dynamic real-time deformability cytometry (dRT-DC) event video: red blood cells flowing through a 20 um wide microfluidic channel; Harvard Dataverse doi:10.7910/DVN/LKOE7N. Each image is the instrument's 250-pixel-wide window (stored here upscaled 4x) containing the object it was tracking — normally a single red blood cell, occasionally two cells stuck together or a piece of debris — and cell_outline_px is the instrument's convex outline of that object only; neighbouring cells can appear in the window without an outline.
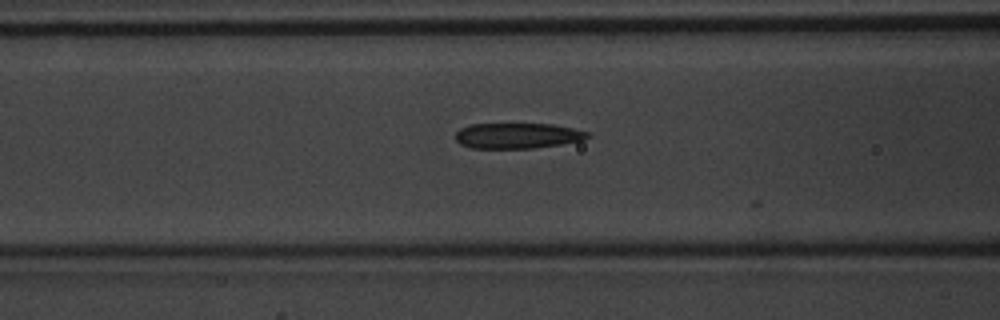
{"species": "common noctule bat (a hibernating species)", "species_latin": "Nyctalus noctula", "temperature_condition": "warm", "stored_images_in_passage": 23, "camera_frame_rate_fps": 3000, "um_per_image_px": 0.085, "animal": {"sex": "male", "body_mass_g": 20.1, "forearm_length_mm": 53.5}, "frame": {"image": 1, "passage_image": 19, "time_ms": 6.0, "image_size_px": [1000, 320], "cell_outline_px": [[592, 136], [580, 140], [560, 144], [532, 148], [472, 148], [460, 144], [456, 140], [456, 132], [460, 128], [472, 124], [552, 124], [572, 128], [588, 132]], "centroid_in_image_um": [43.96, 11.53], "position_along_channel_um": 122.6, "area_um2": 19.48}}
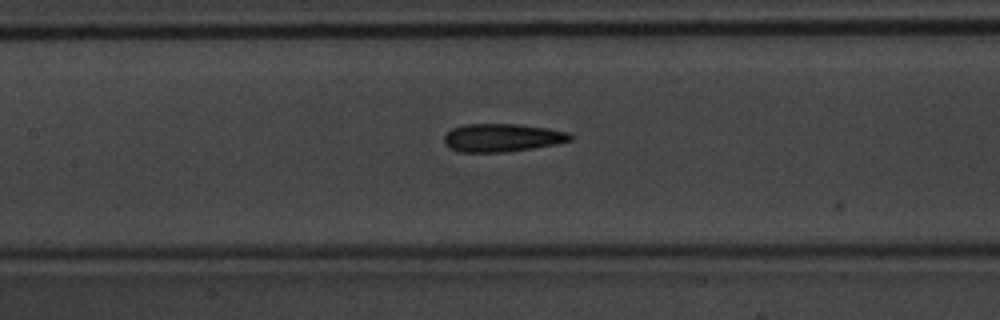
{"frame": {"image": 2, "passage_image": 22, "time_ms": 7.0, "image_size_px": [1000, 320], "cell_outline_px": [[576, 136], [572, 140], [556, 144], [532, 148], [504, 152], [460, 152], [448, 148], [444, 144], [444, 136], [452, 128], [464, 124], [516, 124], [548, 128], [568, 132]], "centroid_in_image_um": [42.69, 11.7], "position_along_channel_um": 164.7, "area_um2": 20.81}}